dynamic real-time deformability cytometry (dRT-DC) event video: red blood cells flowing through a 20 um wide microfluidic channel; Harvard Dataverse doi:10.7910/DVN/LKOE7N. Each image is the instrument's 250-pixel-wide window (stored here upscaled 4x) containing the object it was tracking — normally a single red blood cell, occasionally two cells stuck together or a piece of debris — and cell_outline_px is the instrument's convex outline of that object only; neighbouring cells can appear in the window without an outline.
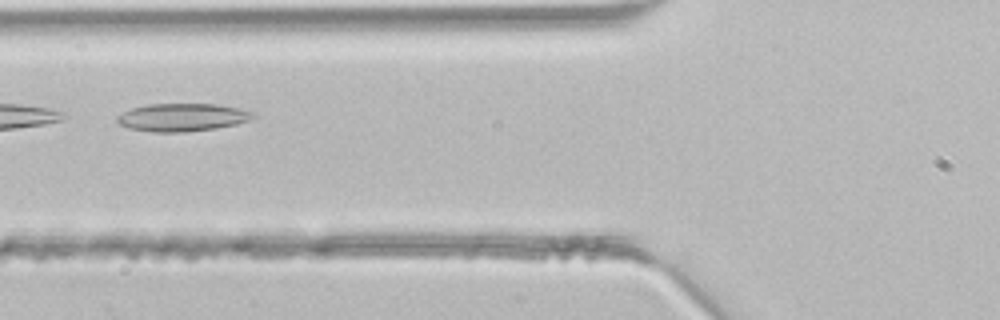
{"species": "common noctule bat (a hibernating species)", "species_latin": "Nyctalus noctula", "temperature_condition": "room temperature", "stored_images_in_passage": 3, "camera_frame_rate_fps": 3000, "um_per_image_px": 0.085, "animal": {"sex": "male", "body_mass_g": 21.5, "forearm_length_mm": 52.0}, "frame": {"image": 1, "passage_image": 3, "time_ms": 0.667, "image_size_px": [1000, 320], "cell_outline_px": [[256, 116], [248, 120], [236, 124], [216, 128], [184, 132], [152, 132], [128, 128], [120, 124], [116, 120], [116, 116], [132, 108], [148, 104], [216, 104], [236, 108], [252, 112]], "centroid_in_image_um": [15.45, 9.98], "position_along_channel_um": 110.3, "area_um2": 21.91}}